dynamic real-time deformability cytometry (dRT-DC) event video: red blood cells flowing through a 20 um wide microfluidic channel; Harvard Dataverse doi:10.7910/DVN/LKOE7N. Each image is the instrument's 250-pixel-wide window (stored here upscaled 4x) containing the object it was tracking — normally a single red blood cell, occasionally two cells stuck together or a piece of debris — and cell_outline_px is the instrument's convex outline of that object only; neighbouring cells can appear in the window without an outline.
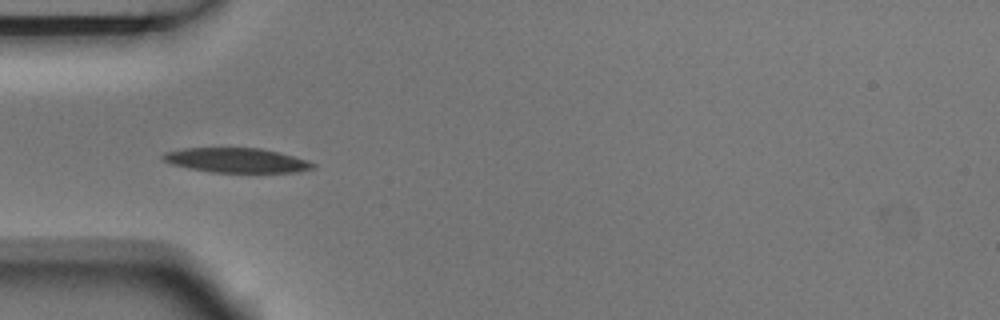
{"species": "Egyptian fruit bat (a non-hibernating species)", "species_latin": "Rousettus aegyptiacus", "temperature_condition": "room temperature", "stored_images_in_passage": 6, "camera_frame_rate_fps": 3000, "um_per_image_px": 0.085, "animal": {"sex": "male"}, "frame": {"image": 1, "passage_image": 5, "time_ms": 1.333, "image_size_px": [1000, 320], "cell_outline_px": [[316, 168], [296, 172], [208, 172], [188, 168], [172, 164], [160, 160], [160, 156], [164, 152], [184, 148], [260, 148], [308, 160], [316, 164]], "centroid_in_image_um": [20.06, 13.63], "position_along_channel_um": 64.9, "area_um2": 21.56}}
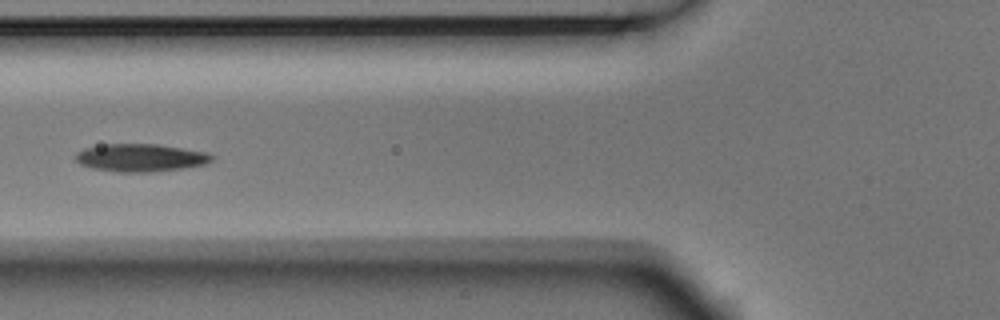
{"frame": {"image": 2, "passage_image": 6, "time_ms": 1.667, "image_size_px": [1000, 320], "cell_outline_px": [[216, 156], [212, 160], [204, 164], [180, 168], [148, 172], [120, 172], [92, 168], [80, 164], [76, 160], [76, 152], [84, 148], [104, 144], [160, 144], [208, 152]], "centroid_in_image_um": [11.96, 13.39], "position_along_channel_um": 113.8, "area_um2": 22.02}}